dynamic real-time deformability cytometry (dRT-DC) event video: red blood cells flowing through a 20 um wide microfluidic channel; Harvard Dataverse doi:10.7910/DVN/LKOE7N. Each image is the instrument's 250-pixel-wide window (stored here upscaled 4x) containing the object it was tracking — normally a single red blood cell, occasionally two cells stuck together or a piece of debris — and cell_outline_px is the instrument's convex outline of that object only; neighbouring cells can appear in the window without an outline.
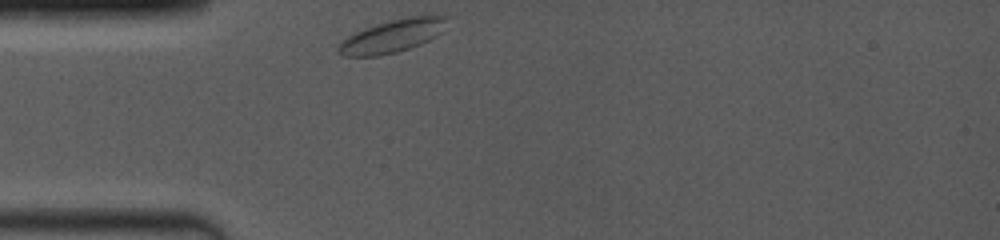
{"species": "common noctule bat (a hibernating species)", "species_latin": "Nyctalus noctula", "temperature_condition": "room temperature", "stored_images_in_passage": 4, "camera_frame_rate_fps": 4000, "um_per_image_px": 0.085, "animal": {"sex": "female", "body_mass_g": 19.0, "forearm_length_mm": 53.3}, "frame": {"image": 1, "passage_image": 1, "time_ms": 0.0, "image_size_px": [1000, 240], "cell_outline_px": [[448, 16], [440, 32], [436, 36], [420, 44], [396, 52], [380, 56], [344, 56], [336, 52], [336, 48], [348, 36], [364, 28], [392, 20], [412, 16]], "centroid_in_image_um": [33.29, 3.08], "position_along_channel_um": 51.7, "area_um2": 20.29}}